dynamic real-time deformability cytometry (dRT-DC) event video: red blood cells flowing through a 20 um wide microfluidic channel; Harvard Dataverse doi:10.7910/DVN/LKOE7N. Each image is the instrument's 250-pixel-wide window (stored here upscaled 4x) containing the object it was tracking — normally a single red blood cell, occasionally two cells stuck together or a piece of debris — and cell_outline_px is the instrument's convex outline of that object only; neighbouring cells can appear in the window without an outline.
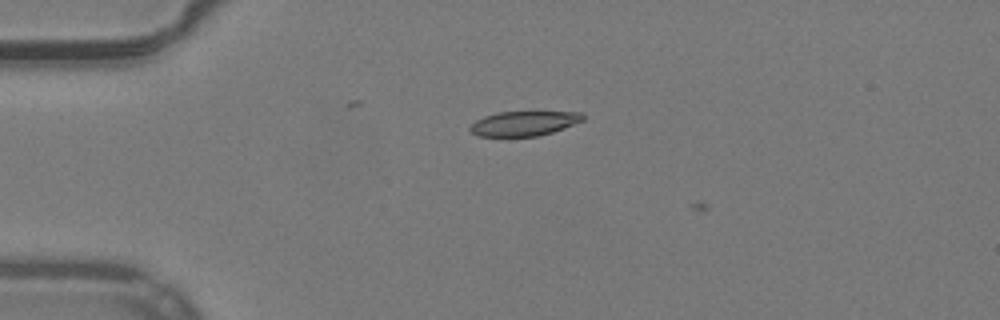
{"species": "common noctule bat (a hibernating species)", "species_latin": "Nyctalus noctula", "temperature_condition": "warm", "stored_images_in_passage": 7, "camera_frame_rate_fps": 3000, "um_per_image_px": 0.085, "animal": {"sex": "male", "body_mass_g": 19.2, "forearm_length_mm": 51.8}, "frame": {"image": 1, "passage_image": 6, "time_ms": 1.667, "image_size_px": [1000, 320], "cell_outline_px": [[584, 120], [564, 128], [552, 132], [536, 136], [476, 136], [468, 128], [476, 120], [484, 116], [496, 112], [584, 112]], "centroid_in_image_um": [44.53, 10.49], "position_along_channel_um": 40.5, "area_um2": 16.18}}